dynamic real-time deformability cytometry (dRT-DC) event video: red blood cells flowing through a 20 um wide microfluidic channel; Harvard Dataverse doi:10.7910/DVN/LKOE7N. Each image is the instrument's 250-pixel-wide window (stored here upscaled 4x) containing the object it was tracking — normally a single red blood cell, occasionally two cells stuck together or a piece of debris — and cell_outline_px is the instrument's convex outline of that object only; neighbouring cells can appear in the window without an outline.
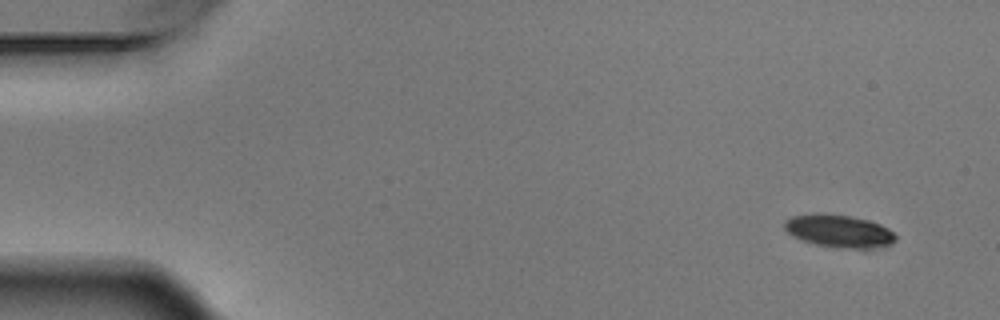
{"species": "Egyptian fruit bat (a non-hibernating species)", "species_latin": "Rousettus aegyptiacus", "temperature_condition": "warm", "stored_images_in_passage": 5, "camera_frame_rate_fps": 3000, "um_per_image_px": 0.085, "animal": {"sex": "male"}, "frame": {"image": 1, "passage_image": 1, "time_ms": 0.0, "image_size_px": [1000, 320], "cell_outline_px": [[896, 240], [892, 244], [872, 248], [836, 248], [816, 244], [792, 236], [784, 228], [784, 220], [792, 216], [848, 216], [868, 220], [880, 224], [888, 228], [896, 236]], "centroid_in_image_um": [71.37, 19.69], "position_along_channel_um": 13.6, "area_um2": 20.4}}
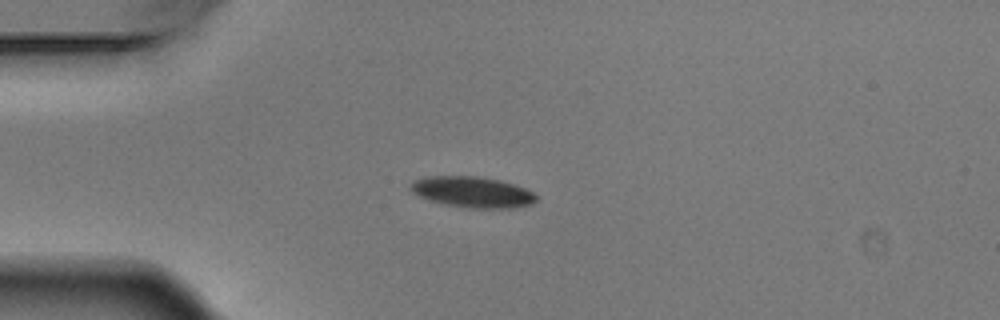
{"frame": {"image": 2, "passage_image": 4, "time_ms": 1.0, "image_size_px": [1000, 320], "cell_outline_px": [[536, 200], [532, 204], [516, 208], [468, 208], [444, 204], [428, 200], [412, 192], [408, 188], [412, 180], [428, 176], [476, 176], [496, 180], [512, 184], [524, 188], [532, 192], [536, 196]], "centroid_in_image_um": [40.1, 16.33], "position_along_channel_um": 44.9, "area_um2": 22.6}}